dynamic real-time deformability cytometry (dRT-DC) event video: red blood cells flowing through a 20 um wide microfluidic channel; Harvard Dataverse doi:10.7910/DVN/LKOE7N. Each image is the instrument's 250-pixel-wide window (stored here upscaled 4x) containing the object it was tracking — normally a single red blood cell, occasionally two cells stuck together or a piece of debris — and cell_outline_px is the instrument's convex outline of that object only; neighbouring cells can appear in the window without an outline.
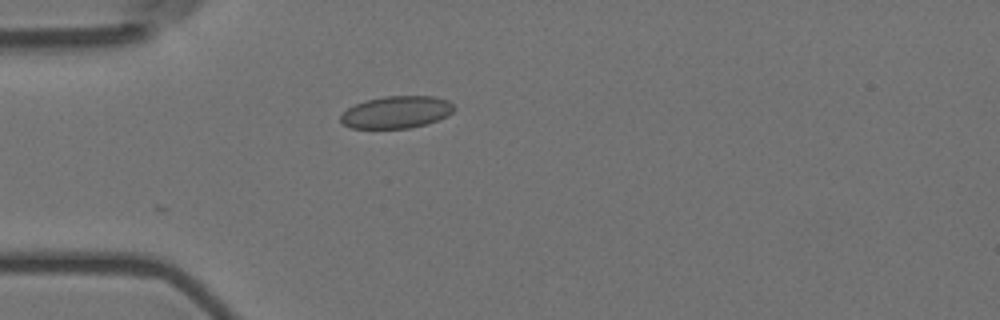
{"species": "Egyptian fruit bat (a non-hibernating species)", "species_latin": "Rousettus aegyptiacus", "temperature_condition": "room temperature", "stored_images_in_passage": 42, "camera_frame_rate_fps": 3000, "um_per_image_px": 0.085, "animal": {"sex": "female"}, "frame": {"image": 1, "passage_image": 1, "time_ms": 0.0, "image_size_px": [1000, 320], "cell_outline_px": [[456, 108], [448, 116], [424, 124], [408, 128], [352, 128], [344, 124], [340, 120], [340, 116], [348, 108], [364, 100], [384, 96], [436, 96], [448, 100]], "centroid_in_image_um": [33.71, 9.52], "position_along_channel_um": 51.3, "area_um2": 21.21}}
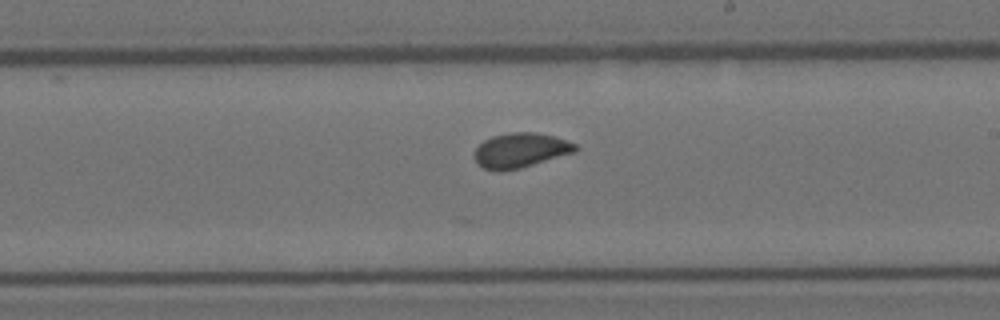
{"frame": {"image": 2, "passage_image": 18, "time_ms": 5.667, "image_size_px": [1000, 320], "cell_outline_px": [[580, 148], [576, 152], [520, 168], [500, 172], [496, 172], [484, 168], [476, 164], [476, 148], [484, 140], [492, 136], [512, 132], [532, 132], [552, 136], [576, 144]], "centroid_in_image_um": [44.24, 12.79], "position_along_channel_um": 244.8, "area_um2": 20.35}}
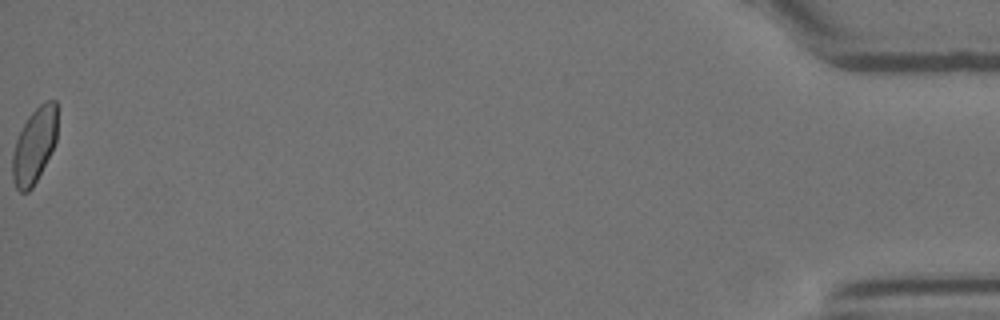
{"frame": {"image": 3, "passage_image": 42, "time_ms": 13.667, "image_size_px": [1000, 320], "cell_outline_px": [[56, 140], [32, 188], [28, 192], [20, 192], [16, 188], [12, 180], [12, 156], [16, 140], [28, 116], [40, 104], [48, 100], [56, 100]], "centroid_in_image_um": [2.89, 12.38], "position_along_channel_um": 432.3, "area_um2": 19.25}}